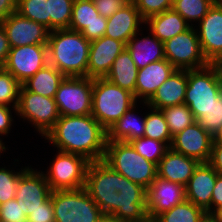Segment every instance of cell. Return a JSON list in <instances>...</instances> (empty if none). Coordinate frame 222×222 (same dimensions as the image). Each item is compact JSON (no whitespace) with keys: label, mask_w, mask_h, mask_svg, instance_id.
Returning a JSON list of instances; mask_svg holds the SVG:
<instances>
[{"label":"cell","mask_w":222,"mask_h":222,"mask_svg":"<svg viewBox=\"0 0 222 222\" xmlns=\"http://www.w3.org/2000/svg\"><path fill=\"white\" fill-rule=\"evenodd\" d=\"M137 103L134 94L108 81L93 79L91 115L108 131Z\"/></svg>","instance_id":"4"},{"label":"cell","mask_w":222,"mask_h":222,"mask_svg":"<svg viewBox=\"0 0 222 222\" xmlns=\"http://www.w3.org/2000/svg\"><path fill=\"white\" fill-rule=\"evenodd\" d=\"M219 174H222V143L213 142L208 162Z\"/></svg>","instance_id":"45"},{"label":"cell","mask_w":222,"mask_h":222,"mask_svg":"<svg viewBox=\"0 0 222 222\" xmlns=\"http://www.w3.org/2000/svg\"><path fill=\"white\" fill-rule=\"evenodd\" d=\"M185 199L184 186L157 177L147 189V213L157 216Z\"/></svg>","instance_id":"20"},{"label":"cell","mask_w":222,"mask_h":222,"mask_svg":"<svg viewBox=\"0 0 222 222\" xmlns=\"http://www.w3.org/2000/svg\"><path fill=\"white\" fill-rule=\"evenodd\" d=\"M55 151V156L53 155V158L50 159L47 169L42 167V173L51 191L83 188L90 161L78 154Z\"/></svg>","instance_id":"7"},{"label":"cell","mask_w":222,"mask_h":222,"mask_svg":"<svg viewBox=\"0 0 222 222\" xmlns=\"http://www.w3.org/2000/svg\"><path fill=\"white\" fill-rule=\"evenodd\" d=\"M90 44L81 32L69 28L50 31L48 64L65 77H87Z\"/></svg>","instance_id":"3"},{"label":"cell","mask_w":222,"mask_h":222,"mask_svg":"<svg viewBox=\"0 0 222 222\" xmlns=\"http://www.w3.org/2000/svg\"><path fill=\"white\" fill-rule=\"evenodd\" d=\"M164 56L178 70L200 69L210 64L202 53L195 27L164 42Z\"/></svg>","instance_id":"11"},{"label":"cell","mask_w":222,"mask_h":222,"mask_svg":"<svg viewBox=\"0 0 222 222\" xmlns=\"http://www.w3.org/2000/svg\"><path fill=\"white\" fill-rule=\"evenodd\" d=\"M0 24L7 34L11 48L47 44L49 39L50 30L47 27L23 17L18 12L10 14Z\"/></svg>","instance_id":"16"},{"label":"cell","mask_w":222,"mask_h":222,"mask_svg":"<svg viewBox=\"0 0 222 222\" xmlns=\"http://www.w3.org/2000/svg\"><path fill=\"white\" fill-rule=\"evenodd\" d=\"M74 0H48L50 31L69 28Z\"/></svg>","instance_id":"36"},{"label":"cell","mask_w":222,"mask_h":222,"mask_svg":"<svg viewBox=\"0 0 222 222\" xmlns=\"http://www.w3.org/2000/svg\"><path fill=\"white\" fill-rule=\"evenodd\" d=\"M103 160L117 173L146 189L157 178V165L142 157L129 142L107 141Z\"/></svg>","instance_id":"5"},{"label":"cell","mask_w":222,"mask_h":222,"mask_svg":"<svg viewBox=\"0 0 222 222\" xmlns=\"http://www.w3.org/2000/svg\"><path fill=\"white\" fill-rule=\"evenodd\" d=\"M213 142L222 143V125H221L219 131L214 135Z\"/></svg>","instance_id":"54"},{"label":"cell","mask_w":222,"mask_h":222,"mask_svg":"<svg viewBox=\"0 0 222 222\" xmlns=\"http://www.w3.org/2000/svg\"><path fill=\"white\" fill-rule=\"evenodd\" d=\"M221 93L222 83L212 64L200 69L187 70L184 104L191 110L195 119L200 117Z\"/></svg>","instance_id":"9"},{"label":"cell","mask_w":222,"mask_h":222,"mask_svg":"<svg viewBox=\"0 0 222 222\" xmlns=\"http://www.w3.org/2000/svg\"><path fill=\"white\" fill-rule=\"evenodd\" d=\"M106 27L107 18L98 13L92 0H74L69 29L92 42L104 36Z\"/></svg>","instance_id":"17"},{"label":"cell","mask_w":222,"mask_h":222,"mask_svg":"<svg viewBox=\"0 0 222 222\" xmlns=\"http://www.w3.org/2000/svg\"><path fill=\"white\" fill-rule=\"evenodd\" d=\"M17 0H0V23L10 14L16 12Z\"/></svg>","instance_id":"48"},{"label":"cell","mask_w":222,"mask_h":222,"mask_svg":"<svg viewBox=\"0 0 222 222\" xmlns=\"http://www.w3.org/2000/svg\"><path fill=\"white\" fill-rule=\"evenodd\" d=\"M0 222H27L24 209L15 198L0 204Z\"/></svg>","instance_id":"41"},{"label":"cell","mask_w":222,"mask_h":222,"mask_svg":"<svg viewBox=\"0 0 222 222\" xmlns=\"http://www.w3.org/2000/svg\"><path fill=\"white\" fill-rule=\"evenodd\" d=\"M204 57L212 64L222 56V1L217 0L195 26Z\"/></svg>","instance_id":"15"},{"label":"cell","mask_w":222,"mask_h":222,"mask_svg":"<svg viewBox=\"0 0 222 222\" xmlns=\"http://www.w3.org/2000/svg\"><path fill=\"white\" fill-rule=\"evenodd\" d=\"M126 48V44L103 36L90 44L87 77L105 78L114 60Z\"/></svg>","instance_id":"18"},{"label":"cell","mask_w":222,"mask_h":222,"mask_svg":"<svg viewBox=\"0 0 222 222\" xmlns=\"http://www.w3.org/2000/svg\"><path fill=\"white\" fill-rule=\"evenodd\" d=\"M93 78L65 77L55 94L60 116H83L92 111Z\"/></svg>","instance_id":"10"},{"label":"cell","mask_w":222,"mask_h":222,"mask_svg":"<svg viewBox=\"0 0 222 222\" xmlns=\"http://www.w3.org/2000/svg\"><path fill=\"white\" fill-rule=\"evenodd\" d=\"M134 150L157 166L169 147L159 140L148 137L133 139L129 142Z\"/></svg>","instance_id":"37"},{"label":"cell","mask_w":222,"mask_h":222,"mask_svg":"<svg viewBox=\"0 0 222 222\" xmlns=\"http://www.w3.org/2000/svg\"><path fill=\"white\" fill-rule=\"evenodd\" d=\"M27 222H55L52 198L49 197L40 207L32 210Z\"/></svg>","instance_id":"43"},{"label":"cell","mask_w":222,"mask_h":222,"mask_svg":"<svg viewBox=\"0 0 222 222\" xmlns=\"http://www.w3.org/2000/svg\"><path fill=\"white\" fill-rule=\"evenodd\" d=\"M22 84L4 68L0 69V105L17 107Z\"/></svg>","instance_id":"38"},{"label":"cell","mask_w":222,"mask_h":222,"mask_svg":"<svg viewBox=\"0 0 222 222\" xmlns=\"http://www.w3.org/2000/svg\"><path fill=\"white\" fill-rule=\"evenodd\" d=\"M145 25L134 2L131 0L120 10L107 18V27L104 36L119 40L125 44Z\"/></svg>","instance_id":"21"},{"label":"cell","mask_w":222,"mask_h":222,"mask_svg":"<svg viewBox=\"0 0 222 222\" xmlns=\"http://www.w3.org/2000/svg\"><path fill=\"white\" fill-rule=\"evenodd\" d=\"M16 12L50 30L48 0H17Z\"/></svg>","instance_id":"35"},{"label":"cell","mask_w":222,"mask_h":222,"mask_svg":"<svg viewBox=\"0 0 222 222\" xmlns=\"http://www.w3.org/2000/svg\"><path fill=\"white\" fill-rule=\"evenodd\" d=\"M55 222H99L104 215L83 187L51 191Z\"/></svg>","instance_id":"6"},{"label":"cell","mask_w":222,"mask_h":222,"mask_svg":"<svg viewBox=\"0 0 222 222\" xmlns=\"http://www.w3.org/2000/svg\"><path fill=\"white\" fill-rule=\"evenodd\" d=\"M161 110L165 116L172 137L196 122L193 113L184 103L166 107Z\"/></svg>","instance_id":"34"},{"label":"cell","mask_w":222,"mask_h":222,"mask_svg":"<svg viewBox=\"0 0 222 222\" xmlns=\"http://www.w3.org/2000/svg\"><path fill=\"white\" fill-rule=\"evenodd\" d=\"M43 141L54 150L78 154L94 162L104 159L107 130L91 114L60 116Z\"/></svg>","instance_id":"2"},{"label":"cell","mask_w":222,"mask_h":222,"mask_svg":"<svg viewBox=\"0 0 222 222\" xmlns=\"http://www.w3.org/2000/svg\"><path fill=\"white\" fill-rule=\"evenodd\" d=\"M7 145L1 138H0V160L1 157H5L4 153L7 152L8 154V150L10 149V146Z\"/></svg>","instance_id":"52"},{"label":"cell","mask_w":222,"mask_h":222,"mask_svg":"<svg viewBox=\"0 0 222 222\" xmlns=\"http://www.w3.org/2000/svg\"><path fill=\"white\" fill-rule=\"evenodd\" d=\"M34 167V168H33ZM41 167L24 166L20 173V180L16 189L15 199L24 209L28 217L32 210L40 207L50 196L51 189L42 173Z\"/></svg>","instance_id":"13"},{"label":"cell","mask_w":222,"mask_h":222,"mask_svg":"<svg viewBox=\"0 0 222 222\" xmlns=\"http://www.w3.org/2000/svg\"><path fill=\"white\" fill-rule=\"evenodd\" d=\"M144 106H146V102H137L126 111L107 131V141L130 142L133 139L144 137L145 113L142 111ZM139 111L143 112V114Z\"/></svg>","instance_id":"25"},{"label":"cell","mask_w":222,"mask_h":222,"mask_svg":"<svg viewBox=\"0 0 222 222\" xmlns=\"http://www.w3.org/2000/svg\"><path fill=\"white\" fill-rule=\"evenodd\" d=\"M138 68L135 65L130 52L125 48L114 60L106 79L134 94L137 81Z\"/></svg>","instance_id":"28"},{"label":"cell","mask_w":222,"mask_h":222,"mask_svg":"<svg viewBox=\"0 0 222 222\" xmlns=\"http://www.w3.org/2000/svg\"><path fill=\"white\" fill-rule=\"evenodd\" d=\"M17 107H9L6 105H0V138L7 144L9 141H5V138H8L11 130H14L16 122V112ZM14 113V114H13ZM13 127V128H12ZM12 128V129H11Z\"/></svg>","instance_id":"42"},{"label":"cell","mask_w":222,"mask_h":222,"mask_svg":"<svg viewBox=\"0 0 222 222\" xmlns=\"http://www.w3.org/2000/svg\"><path fill=\"white\" fill-rule=\"evenodd\" d=\"M211 215L216 219L217 222H222V206L214 209Z\"/></svg>","instance_id":"51"},{"label":"cell","mask_w":222,"mask_h":222,"mask_svg":"<svg viewBox=\"0 0 222 222\" xmlns=\"http://www.w3.org/2000/svg\"><path fill=\"white\" fill-rule=\"evenodd\" d=\"M99 222H107V216H104L102 220H100Z\"/></svg>","instance_id":"56"},{"label":"cell","mask_w":222,"mask_h":222,"mask_svg":"<svg viewBox=\"0 0 222 222\" xmlns=\"http://www.w3.org/2000/svg\"><path fill=\"white\" fill-rule=\"evenodd\" d=\"M13 159V164L11 162L10 165H4L5 163H1L3 166L0 165V204L15 198L16 189L20 180V173L24 169L23 164L20 167L19 161L21 159H15L14 157ZM18 166L20 168H17Z\"/></svg>","instance_id":"31"},{"label":"cell","mask_w":222,"mask_h":222,"mask_svg":"<svg viewBox=\"0 0 222 222\" xmlns=\"http://www.w3.org/2000/svg\"><path fill=\"white\" fill-rule=\"evenodd\" d=\"M98 13L105 18L111 17L115 12L128 4L131 0H92Z\"/></svg>","instance_id":"44"},{"label":"cell","mask_w":222,"mask_h":222,"mask_svg":"<svg viewBox=\"0 0 222 222\" xmlns=\"http://www.w3.org/2000/svg\"><path fill=\"white\" fill-rule=\"evenodd\" d=\"M11 47L7 39V34L0 24V67L3 68Z\"/></svg>","instance_id":"47"},{"label":"cell","mask_w":222,"mask_h":222,"mask_svg":"<svg viewBox=\"0 0 222 222\" xmlns=\"http://www.w3.org/2000/svg\"><path fill=\"white\" fill-rule=\"evenodd\" d=\"M125 222H159L158 218L154 215H150L149 213H146L142 218L140 219H133Z\"/></svg>","instance_id":"49"},{"label":"cell","mask_w":222,"mask_h":222,"mask_svg":"<svg viewBox=\"0 0 222 222\" xmlns=\"http://www.w3.org/2000/svg\"><path fill=\"white\" fill-rule=\"evenodd\" d=\"M199 162L169 148L157 166V177L186 186Z\"/></svg>","instance_id":"24"},{"label":"cell","mask_w":222,"mask_h":222,"mask_svg":"<svg viewBox=\"0 0 222 222\" xmlns=\"http://www.w3.org/2000/svg\"><path fill=\"white\" fill-rule=\"evenodd\" d=\"M126 48L130 52L138 69L143 68L152 62L165 59L164 43L157 39L145 27H143L128 41Z\"/></svg>","instance_id":"23"},{"label":"cell","mask_w":222,"mask_h":222,"mask_svg":"<svg viewBox=\"0 0 222 222\" xmlns=\"http://www.w3.org/2000/svg\"><path fill=\"white\" fill-rule=\"evenodd\" d=\"M47 64V44H33L11 48L3 68L23 84Z\"/></svg>","instance_id":"12"},{"label":"cell","mask_w":222,"mask_h":222,"mask_svg":"<svg viewBox=\"0 0 222 222\" xmlns=\"http://www.w3.org/2000/svg\"><path fill=\"white\" fill-rule=\"evenodd\" d=\"M141 17L146 20L148 17L170 10L173 7V0H132Z\"/></svg>","instance_id":"40"},{"label":"cell","mask_w":222,"mask_h":222,"mask_svg":"<svg viewBox=\"0 0 222 222\" xmlns=\"http://www.w3.org/2000/svg\"><path fill=\"white\" fill-rule=\"evenodd\" d=\"M212 65L216 68L220 82L222 83V56L217 58Z\"/></svg>","instance_id":"50"},{"label":"cell","mask_w":222,"mask_h":222,"mask_svg":"<svg viewBox=\"0 0 222 222\" xmlns=\"http://www.w3.org/2000/svg\"><path fill=\"white\" fill-rule=\"evenodd\" d=\"M220 206H222V174H219L216 178L211 196V212Z\"/></svg>","instance_id":"46"},{"label":"cell","mask_w":222,"mask_h":222,"mask_svg":"<svg viewBox=\"0 0 222 222\" xmlns=\"http://www.w3.org/2000/svg\"><path fill=\"white\" fill-rule=\"evenodd\" d=\"M219 173L208 163H199L185 186L186 200L211 213V196Z\"/></svg>","instance_id":"19"},{"label":"cell","mask_w":222,"mask_h":222,"mask_svg":"<svg viewBox=\"0 0 222 222\" xmlns=\"http://www.w3.org/2000/svg\"><path fill=\"white\" fill-rule=\"evenodd\" d=\"M217 0H173L172 9L195 27Z\"/></svg>","instance_id":"32"},{"label":"cell","mask_w":222,"mask_h":222,"mask_svg":"<svg viewBox=\"0 0 222 222\" xmlns=\"http://www.w3.org/2000/svg\"><path fill=\"white\" fill-rule=\"evenodd\" d=\"M64 78L65 76L54 66L47 64L22 85L28 91L45 97L54 98L57 89Z\"/></svg>","instance_id":"29"},{"label":"cell","mask_w":222,"mask_h":222,"mask_svg":"<svg viewBox=\"0 0 222 222\" xmlns=\"http://www.w3.org/2000/svg\"><path fill=\"white\" fill-rule=\"evenodd\" d=\"M187 87V70L176 69L147 102L149 107L164 109L183 104Z\"/></svg>","instance_id":"26"},{"label":"cell","mask_w":222,"mask_h":222,"mask_svg":"<svg viewBox=\"0 0 222 222\" xmlns=\"http://www.w3.org/2000/svg\"><path fill=\"white\" fill-rule=\"evenodd\" d=\"M196 121L214 137L222 125V93L209 108L202 112Z\"/></svg>","instance_id":"39"},{"label":"cell","mask_w":222,"mask_h":222,"mask_svg":"<svg viewBox=\"0 0 222 222\" xmlns=\"http://www.w3.org/2000/svg\"><path fill=\"white\" fill-rule=\"evenodd\" d=\"M214 137L196 121L173 136L170 148L199 163L209 162Z\"/></svg>","instance_id":"14"},{"label":"cell","mask_w":222,"mask_h":222,"mask_svg":"<svg viewBox=\"0 0 222 222\" xmlns=\"http://www.w3.org/2000/svg\"><path fill=\"white\" fill-rule=\"evenodd\" d=\"M176 70L167 60L152 62L138 69L135 88L137 102H148L165 80Z\"/></svg>","instance_id":"22"},{"label":"cell","mask_w":222,"mask_h":222,"mask_svg":"<svg viewBox=\"0 0 222 222\" xmlns=\"http://www.w3.org/2000/svg\"><path fill=\"white\" fill-rule=\"evenodd\" d=\"M145 107L144 109L146 112L144 137L164 142L170 148L173 137L169 131L162 110L149 107L147 102Z\"/></svg>","instance_id":"30"},{"label":"cell","mask_w":222,"mask_h":222,"mask_svg":"<svg viewBox=\"0 0 222 222\" xmlns=\"http://www.w3.org/2000/svg\"><path fill=\"white\" fill-rule=\"evenodd\" d=\"M205 213L203 209L185 199L156 217L159 222H199Z\"/></svg>","instance_id":"33"},{"label":"cell","mask_w":222,"mask_h":222,"mask_svg":"<svg viewBox=\"0 0 222 222\" xmlns=\"http://www.w3.org/2000/svg\"><path fill=\"white\" fill-rule=\"evenodd\" d=\"M84 188L104 216L129 221L147 213V189L117 173L104 160L89 163Z\"/></svg>","instance_id":"1"},{"label":"cell","mask_w":222,"mask_h":222,"mask_svg":"<svg viewBox=\"0 0 222 222\" xmlns=\"http://www.w3.org/2000/svg\"><path fill=\"white\" fill-rule=\"evenodd\" d=\"M199 222H217L211 213H205Z\"/></svg>","instance_id":"53"},{"label":"cell","mask_w":222,"mask_h":222,"mask_svg":"<svg viewBox=\"0 0 222 222\" xmlns=\"http://www.w3.org/2000/svg\"><path fill=\"white\" fill-rule=\"evenodd\" d=\"M107 222H125V221L115 219L111 216H107Z\"/></svg>","instance_id":"55"},{"label":"cell","mask_w":222,"mask_h":222,"mask_svg":"<svg viewBox=\"0 0 222 222\" xmlns=\"http://www.w3.org/2000/svg\"><path fill=\"white\" fill-rule=\"evenodd\" d=\"M144 27L163 43L191 26L173 9L148 17Z\"/></svg>","instance_id":"27"},{"label":"cell","mask_w":222,"mask_h":222,"mask_svg":"<svg viewBox=\"0 0 222 222\" xmlns=\"http://www.w3.org/2000/svg\"><path fill=\"white\" fill-rule=\"evenodd\" d=\"M18 119L35 128L41 139L54 127L60 115L54 98L28 91L23 85L16 108Z\"/></svg>","instance_id":"8"}]
</instances>
